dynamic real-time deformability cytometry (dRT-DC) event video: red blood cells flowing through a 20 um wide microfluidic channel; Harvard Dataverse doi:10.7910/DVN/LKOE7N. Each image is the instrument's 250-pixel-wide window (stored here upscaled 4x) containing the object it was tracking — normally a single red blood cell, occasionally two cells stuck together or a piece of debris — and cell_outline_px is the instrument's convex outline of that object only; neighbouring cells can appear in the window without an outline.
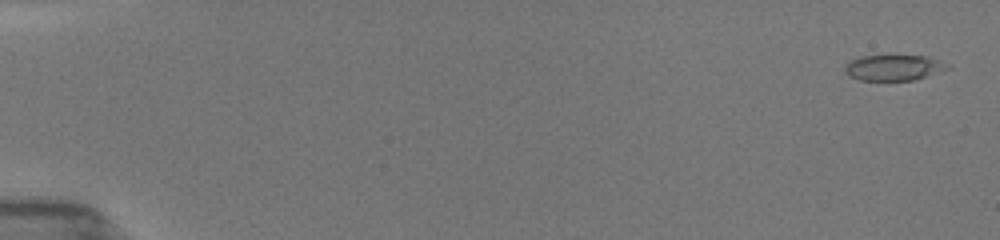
{"species": "common noctule bat (a hibernating species)", "species_latin": "Nyctalus noctula", "temperature_condition": "room temperature", "stored_images_in_passage": 14, "camera_frame_rate_fps": 3000, "um_per_image_px": 0.085, "animal": {"sex": "female", "body_mass_g": 19.5, "forearm_length_mm": 54.1}, "frame": {"image": 1, "passage_image": 1, "time_ms": 0.0, "image_size_px": [1000, 240], "cell_outline_px": [[952, 68], [912, 80], [860, 80], [848, 76], [844, 72], [844, 68], [852, 60], [860, 56], [924, 56], [948, 64]], "centroid_in_image_um": [75.94, 5.76], "position_along_channel_um": 9.1, "area_um2": 15.09}}
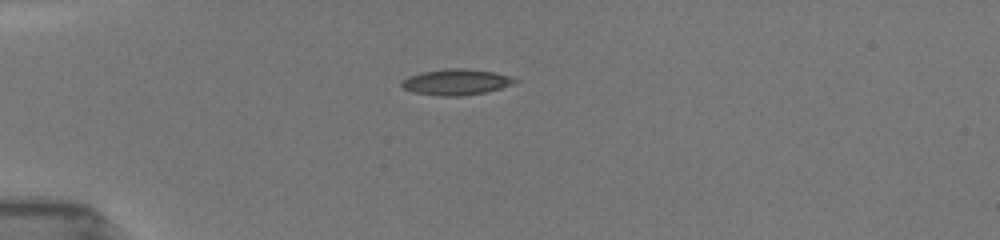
{"frame": {"image": 2, "passage_image": 11, "time_ms": 4.333, "image_size_px": [1000, 240], "cell_outline_px": [[520, 80], [516, 84], [484, 92], [460, 96], [440, 96], [412, 92], [404, 88], [400, 84], [408, 76], [420, 72], [444, 68], [464, 68], [492, 72], [508, 76]], "centroid_in_image_um": [38.76, 6.97], "position_along_channel_um": 46.2, "area_um2": 17.11}}
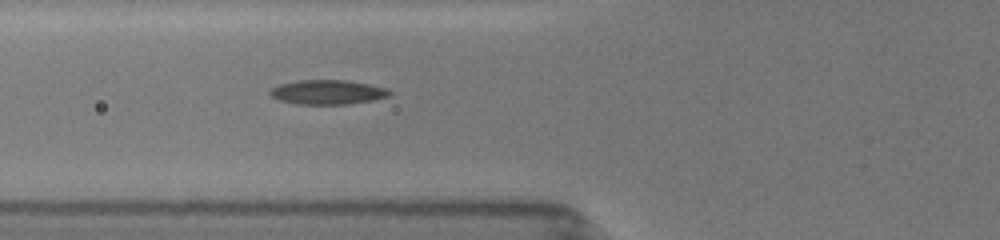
{"frame": {"image": 3, "passage_image": 14, "time_ms": 6.333, "image_size_px": [1000, 240], "cell_outline_px": [[392, 92], [388, 96], [372, 100], [348, 104], [296, 104], [280, 100], [272, 96], [268, 92], [272, 88], [280, 84], [296, 80], [344, 80], [368, 84], [388, 88]], "centroid_in_image_um": [27.84, 7.83], "position_along_channel_um": 98.0, "area_um2": 16.94}}